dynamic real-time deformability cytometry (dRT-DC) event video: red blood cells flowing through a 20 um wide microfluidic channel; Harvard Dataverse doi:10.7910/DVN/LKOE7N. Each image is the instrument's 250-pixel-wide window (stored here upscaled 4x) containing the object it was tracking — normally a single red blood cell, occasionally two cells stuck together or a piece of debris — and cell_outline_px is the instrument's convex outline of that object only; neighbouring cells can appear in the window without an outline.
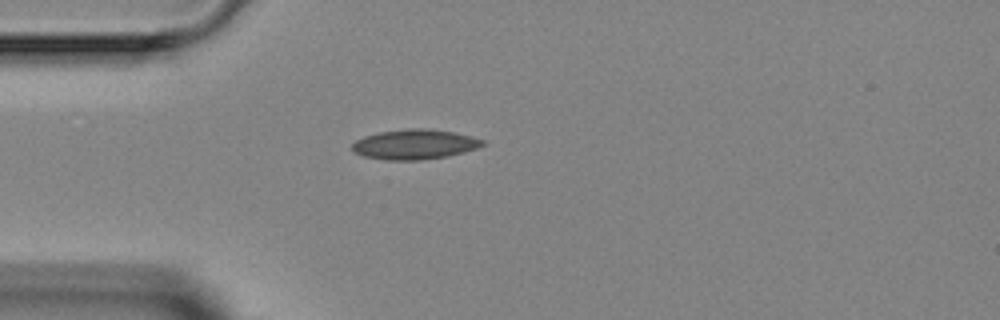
{"species": "Egyptian fruit bat (a non-hibernating species)", "species_latin": "Rousettus aegyptiacus", "temperature_condition": "room temperature", "stored_images_in_passage": 1, "camera_frame_rate_fps": 3000, "um_per_image_px": 0.085, "animal": {"sex": "female"}, "frame": {"image": 1, "passage_image": 1, "time_ms": 0.0, "image_size_px": [1000, 320], "cell_outline_px": [[488, 144], [464, 152], [448, 156], [420, 160], [384, 160], [364, 156], [352, 152], [352, 144], [356, 140], [364, 136], [380, 132], [408, 128], [424, 128], [452, 132], [472, 136], [484, 140]], "centroid_in_image_um": [35.25, 12.27], "position_along_channel_um": 49.8, "area_um2": 22.83}}